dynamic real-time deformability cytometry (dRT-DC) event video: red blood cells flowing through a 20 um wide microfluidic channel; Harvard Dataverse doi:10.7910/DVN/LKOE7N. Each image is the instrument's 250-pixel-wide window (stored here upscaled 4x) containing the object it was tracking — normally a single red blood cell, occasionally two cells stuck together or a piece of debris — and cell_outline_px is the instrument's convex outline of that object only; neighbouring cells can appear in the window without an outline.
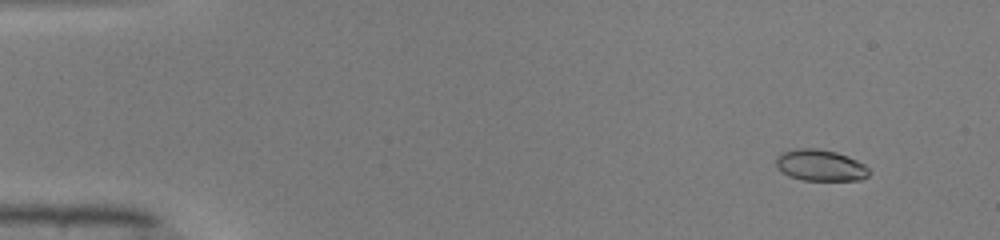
{"species": "common noctule bat (a hibernating species)", "species_latin": "Nyctalus noctula", "temperature_condition": "warm", "stored_images_in_passage": 51, "camera_frame_rate_fps": 3000, "um_per_image_px": 0.085, "animal": {"sex": "male", "body_mass_g": 19.0, "forearm_length_mm": 50.8}, "frame": {"image": 1, "passage_image": 5, "time_ms": 1.333, "image_size_px": [1000, 240], "cell_outline_px": [[872, 172], [868, 176], [860, 180], [804, 180], [788, 176], [776, 164], [776, 156], [784, 152], [800, 148], [812, 148], [836, 152], [848, 156], [864, 164]], "centroid_in_image_um": [69.77, 14.06], "position_along_channel_um": 15.2, "area_um2": 16.82}}
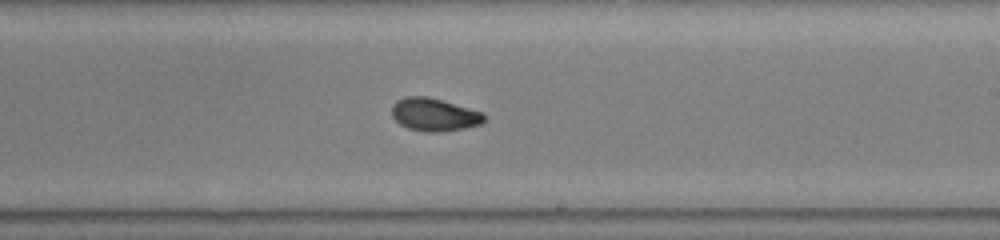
{"frame": {"image": 2, "passage_image": 31, "time_ms": 10.0, "image_size_px": [1000, 240], "cell_outline_px": [[484, 120], [480, 124], [464, 128], [440, 132], [424, 132], [408, 128], [400, 124], [392, 116], [392, 104], [396, 100], [404, 96], [424, 96], [440, 100], [484, 112]], "centroid_in_image_um": [36.88, 9.74], "position_along_channel_um": 252.1, "area_um2": 17.63}}
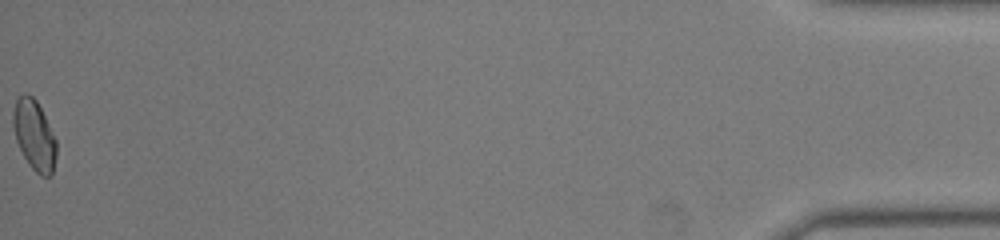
{"frame": {"image": 3, "passage_image": 51, "time_ms": 16.667, "image_size_px": [1000, 240], "cell_outline_px": [[56, 156], [52, 176], [40, 176], [28, 164], [16, 140], [12, 124], [12, 112], [16, 100], [24, 92], [28, 92], [36, 100], [56, 140]], "centroid_in_image_um": [2.9, 11.49], "position_along_channel_um": 432.3, "area_um2": 17.63}, "authors_computed_cell_mechanics": {"area_um2": 17.34, "velocity_mm_per_s": 4.1205, "shape_relaxation_time_tau1_ms": 9.1281, "shape_relaxation_time_tau2_ms": 1.3866, "deformation_change_tau1": 0.2247, "deformation_change_tau2": 0.056}}